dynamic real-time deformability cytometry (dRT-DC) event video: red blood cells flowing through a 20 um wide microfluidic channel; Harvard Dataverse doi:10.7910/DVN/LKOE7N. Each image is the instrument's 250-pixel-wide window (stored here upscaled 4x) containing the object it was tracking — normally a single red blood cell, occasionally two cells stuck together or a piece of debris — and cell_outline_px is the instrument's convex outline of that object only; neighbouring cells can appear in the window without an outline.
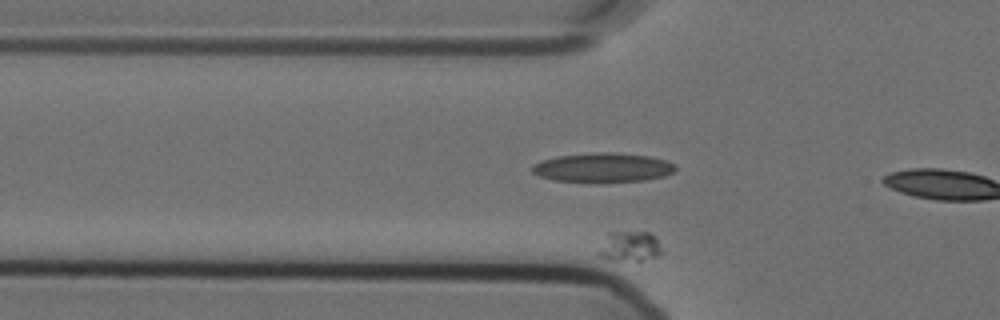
{"species": "Egyptian fruit bat (a non-hibernating species)", "species_latin": "Rousettus aegyptiacus", "temperature_condition": "cold", "stored_images_in_passage": 25, "camera_frame_rate_fps": 3000, "um_per_image_px": 0.085, "animal": {"sex": "female"}, "frame": {"image": 1, "passage_image": 4, "time_ms": 1.0, "image_size_px": [1000, 320], "cell_outline_px": [[660, 256], [640, 260], [608, 260], [600, 256], [596, 252], [608, 232], [648, 232], [656, 240], [660, 248]], "centroid_in_image_um": [53.45, 20.95], "position_along_channel_um": 72.4, "area_um2": 10.92}}
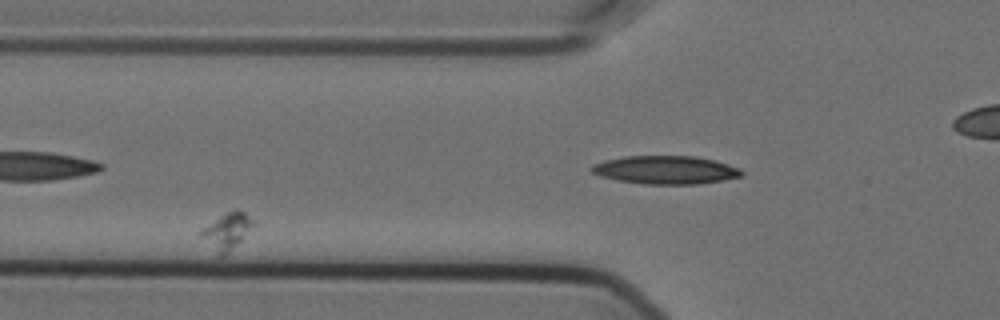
{"frame": {"image": 2, "passage_image": 8, "time_ms": 2.333, "image_size_px": [1000, 320], "cell_outline_px": [[256, 224], [224, 256], [216, 256], [200, 236], [200, 232], [204, 228], [220, 216], [236, 208], [244, 212], [256, 220]], "centroid_in_image_um": [19.3, 19.66], "position_along_channel_um": 106.5, "area_um2": 11.04}}
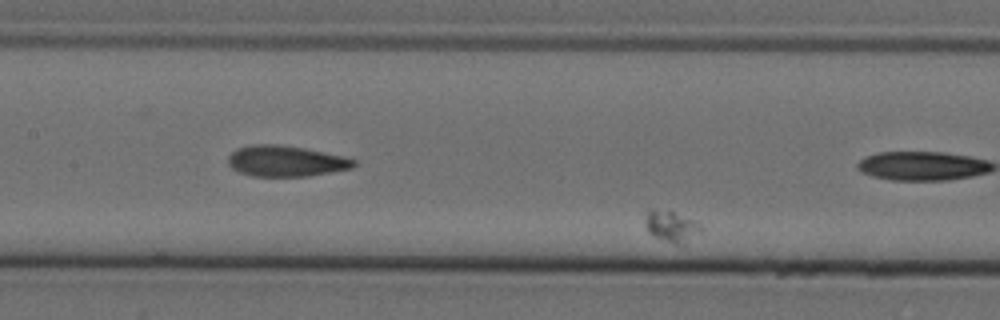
{"frame": {"image": 3, "passage_image": 13, "time_ms": 4.0, "image_size_px": [1000, 320], "cell_outline_px": [[704, 228], [700, 232], [684, 244], [676, 244], [664, 240], [648, 232], [644, 224], [644, 220], [648, 208], [652, 208], [672, 212], [696, 220]], "centroid_in_image_um": [57.06, 19.22], "position_along_channel_um": 150.3, "area_um2": 10.17}}